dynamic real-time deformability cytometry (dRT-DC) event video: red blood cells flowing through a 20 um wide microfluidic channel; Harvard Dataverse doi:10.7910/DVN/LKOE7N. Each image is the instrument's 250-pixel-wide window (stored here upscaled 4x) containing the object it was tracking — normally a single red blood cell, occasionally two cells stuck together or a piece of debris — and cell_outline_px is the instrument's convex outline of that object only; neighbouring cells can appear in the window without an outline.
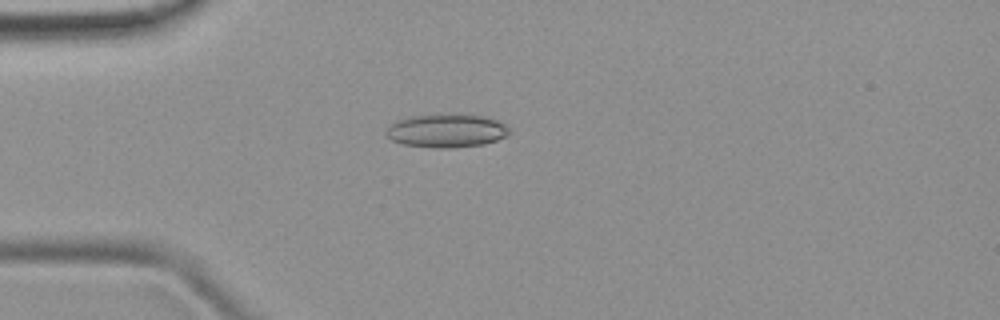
{"species": "common noctule bat (a hibernating species)", "species_latin": "Nyctalus noctula", "temperature_condition": "room temperature", "stored_images_in_passage": 4, "camera_frame_rate_fps": 3000, "um_per_image_px": 0.085, "animal": {"sex": "female", "body_mass_g": 19.9}, "frame": {"image": 1, "passage_image": 3, "time_ms": 2.333, "image_size_px": [1000, 320], "cell_outline_px": [[512, 132], [508, 136], [484, 144], [448, 148], [432, 148], [404, 144], [392, 140], [384, 132], [396, 120], [408, 116], [484, 116], [496, 120], [504, 124]], "centroid_in_image_um": [37.96, 11.14], "position_along_channel_um": 47.0, "area_um2": 23.41}}